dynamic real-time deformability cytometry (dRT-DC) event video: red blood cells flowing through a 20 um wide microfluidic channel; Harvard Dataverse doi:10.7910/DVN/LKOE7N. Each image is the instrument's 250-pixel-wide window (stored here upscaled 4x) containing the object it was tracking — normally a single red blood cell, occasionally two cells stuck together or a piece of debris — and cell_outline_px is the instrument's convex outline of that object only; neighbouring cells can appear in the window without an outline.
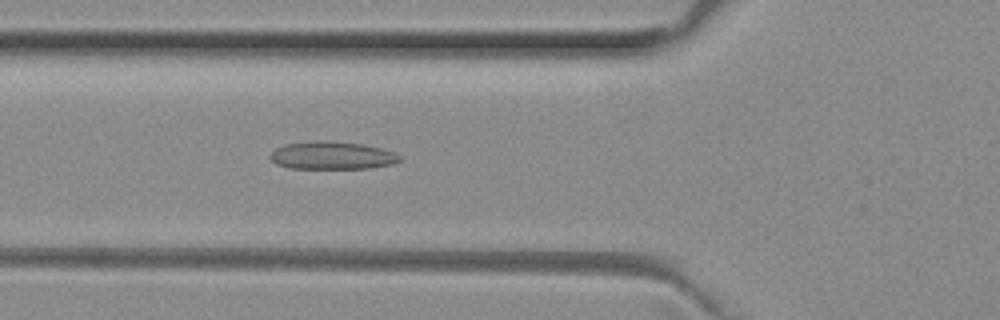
{"species": "common noctule bat (a hibernating species)", "species_latin": "Nyctalus noctula", "temperature_condition": "room temperature", "stored_images_in_passage": 39, "camera_frame_rate_fps": 3000, "um_per_image_px": 0.085, "animal": {"sex": "female", "body_mass_g": 29.2, "forearm_length_mm": 56.3}, "frame": {"image": 1, "passage_image": 6, "time_ms": 1.667, "image_size_px": [1000, 320], "cell_outline_px": [[400, 160], [392, 164], [372, 168], [288, 168], [276, 164], [268, 156], [276, 148], [284, 144], [324, 140], [360, 144], [380, 148], [396, 152], [400, 156]], "centroid_in_image_um": [28.21, 13.22], "position_along_channel_um": 97.6, "area_um2": 20.87}}
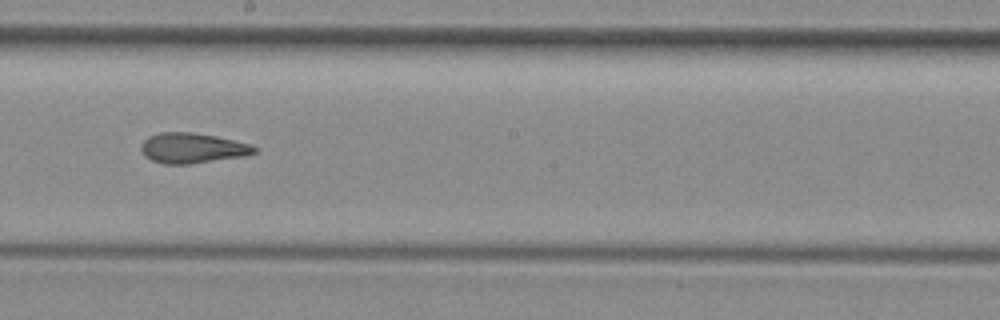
{"frame": {"image": 2, "passage_image": 16, "time_ms": 5.0, "image_size_px": [1000, 320], "cell_outline_px": [[260, 148], [256, 152], [244, 156], [188, 164], [164, 164], [152, 160], [144, 156], [140, 148], [144, 140], [148, 136], [160, 132], [188, 132], [216, 136], [252, 144]], "centroid_in_image_um": [16.36, 12.58], "position_along_channel_um": 231.8, "area_um2": 20.0}}
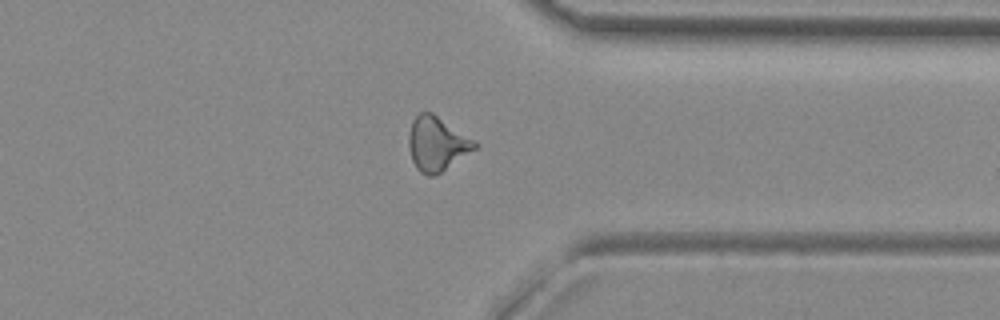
{"frame": {"image": 3, "passage_image": 27, "time_ms": 8.667, "image_size_px": [1000, 320], "cell_outline_px": [[480, 144], [476, 148], [440, 172], [432, 176], [428, 176], [420, 172], [416, 168], [412, 160], [408, 144], [408, 136], [412, 120], [420, 112], [432, 112], [476, 140]], "centroid_in_image_um": [37.13, 12.2], "position_along_channel_um": 374.3, "area_um2": 20.81}, "authors_computed_cell_mechanics": {"area_um2": 19.941, "velocity_mm_per_s": 4.021, "shape_relaxation_time_tau1_ms": null, "shape_relaxation_time_tau2_ms": 3.0113, "deformation_change_tau1": null, "deformation_change_tau2": 0.1168}}